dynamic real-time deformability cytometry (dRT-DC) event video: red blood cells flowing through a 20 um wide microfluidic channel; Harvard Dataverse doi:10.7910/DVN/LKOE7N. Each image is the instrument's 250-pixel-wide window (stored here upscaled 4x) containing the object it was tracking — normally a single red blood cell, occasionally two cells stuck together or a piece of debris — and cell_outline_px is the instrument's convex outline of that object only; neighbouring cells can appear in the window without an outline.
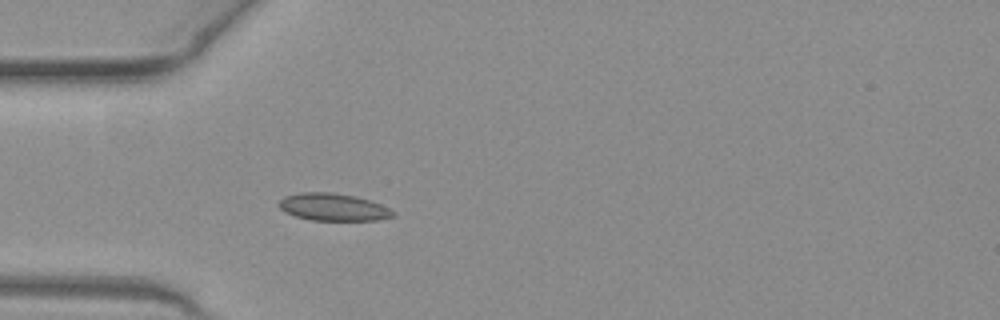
{"species": "common noctule bat (a hibernating species)", "species_latin": "Nyctalus noctula", "temperature_condition": "warm", "stored_images_in_passage": 8, "camera_frame_rate_fps": 3000, "um_per_image_px": 0.085, "animal": {"sex": "female", "body_mass_g": 19.3, "forearm_length_mm": 54.1}, "frame": {"image": 1, "passage_image": 1, "time_ms": 0.0, "image_size_px": [1000, 320], "cell_outline_px": [[396, 216], [380, 220], [312, 220], [296, 216], [284, 212], [280, 208], [280, 200], [284, 196], [300, 192], [332, 192], [356, 196], [380, 204], [396, 212]], "centroid_in_image_um": [28.34, 17.6], "position_along_channel_um": 56.7, "area_um2": 18.21}}
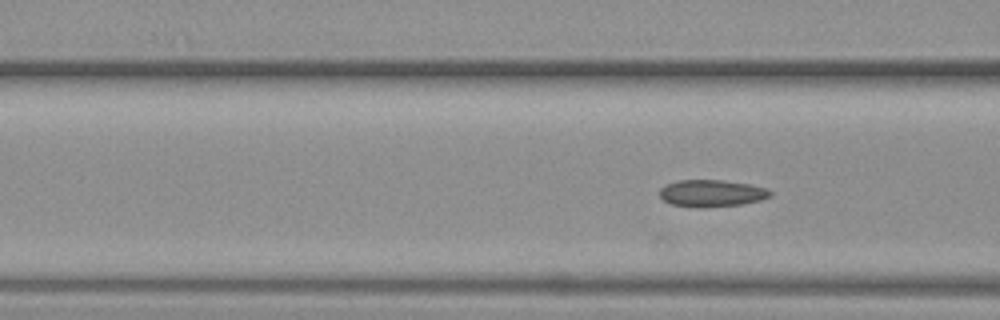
{"frame": {"image": 2, "passage_image": 5, "time_ms": 1.333, "image_size_px": [1000, 320], "cell_outline_px": [[772, 196], [760, 200], [744, 204], [704, 208], [696, 208], [672, 204], [664, 200], [660, 196], [660, 188], [676, 180], [720, 180], [748, 184], [768, 188], [772, 192]], "centroid_in_image_um": [60.51, 16.44], "position_along_channel_um": 106.1, "area_um2": 17.51}}